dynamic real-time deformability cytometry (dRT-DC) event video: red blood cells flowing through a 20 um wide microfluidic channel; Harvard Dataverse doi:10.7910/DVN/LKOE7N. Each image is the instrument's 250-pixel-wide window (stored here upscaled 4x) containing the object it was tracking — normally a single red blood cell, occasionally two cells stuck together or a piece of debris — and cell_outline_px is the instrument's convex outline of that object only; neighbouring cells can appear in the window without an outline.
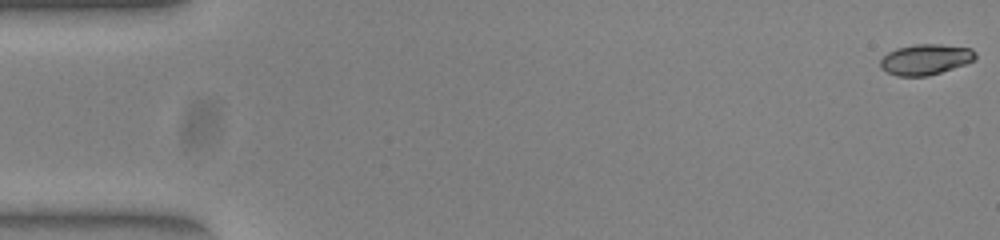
{"species": "common noctule bat (a hibernating species)", "species_latin": "Nyctalus noctula", "temperature_condition": "warm", "stored_images_in_passage": 52, "camera_frame_rate_fps": 3000, "um_per_image_px": 0.085, "animal": {"sex": "female", "body_mass_g": 23.0, "forearm_length_mm": 53.4}, "frame": {"image": 1, "passage_image": 1, "time_ms": 0.0, "image_size_px": [1000, 240], "cell_outline_px": [[976, 60], [928, 76], [896, 76], [880, 68], [880, 60], [888, 52], [896, 48], [916, 44], [940, 44], [972, 48], [976, 52]], "centroid_in_image_um": [78.67, 5.04], "position_along_channel_um": 6.3, "area_um2": 16.99}}
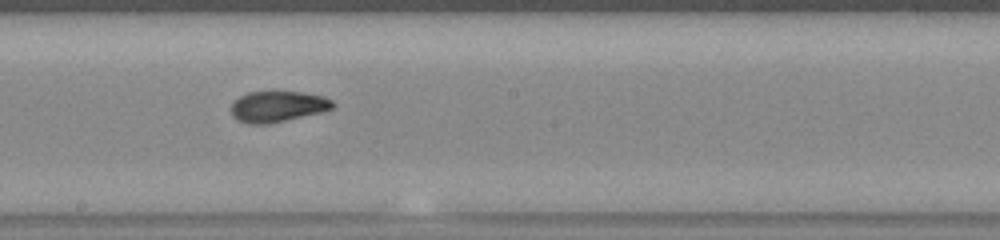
{"frame": {"image": 2, "passage_image": 29, "time_ms": 9.333, "image_size_px": [1000, 240], "cell_outline_px": [[336, 104], [332, 108], [320, 112], [268, 124], [244, 124], [236, 120], [232, 116], [232, 104], [240, 96], [248, 92], [272, 88], [300, 92], [324, 96], [332, 100]], "centroid_in_image_um": [23.57, 9.01], "position_along_channel_um": 224.6, "area_um2": 18.96}}
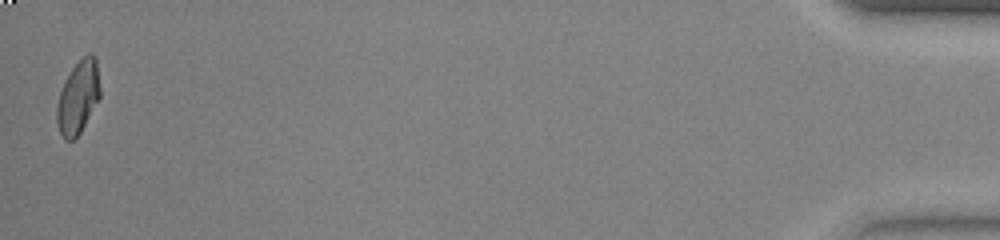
{"frame": {"image": 3, "passage_image": 52, "time_ms": 17.0, "image_size_px": [1000, 240], "cell_outline_px": [[100, 96], [80, 132], [72, 140], [64, 140], [60, 132], [56, 120], [56, 108], [60, 92], [64, 80], [72, 68], [88, 52], [92, 52], [96, 60], [100, 88]], "centroid_in_image_um": [6.63, 8.25], "position_along_channel_um": 428.6, "area_um2": 18.15}, "authors_computed_cell_mechanics": {"area_um2": 18.1781, "velocity_mm_per_s": 3.9477, "shape_relaxation_time_tau1_ms": 6.0024, "shape_relaxation_time_tau2_ms": 1.2405, "deformation_change_tau1": 0.2176, "deformation_change_tau2": 0.0649}}